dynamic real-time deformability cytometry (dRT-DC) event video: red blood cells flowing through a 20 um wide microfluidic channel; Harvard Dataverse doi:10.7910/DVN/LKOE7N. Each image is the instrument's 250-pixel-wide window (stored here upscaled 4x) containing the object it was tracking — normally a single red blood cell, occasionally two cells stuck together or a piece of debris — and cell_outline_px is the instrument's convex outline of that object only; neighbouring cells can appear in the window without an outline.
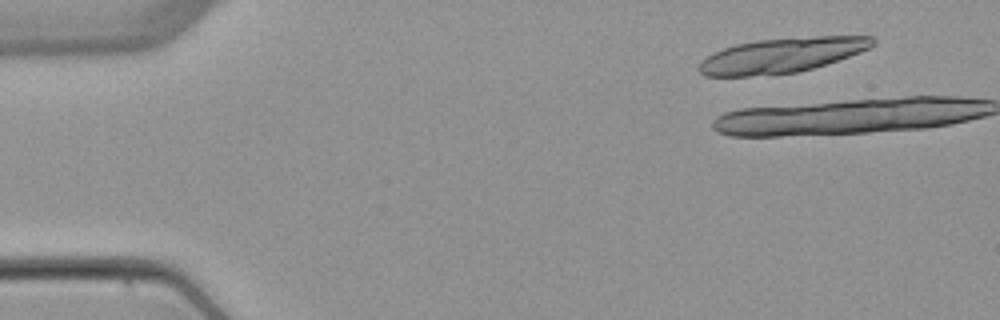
{"species": "common noctule bat (a hibernating species)", "species_latin": "Nyctalus noctula", "temperature_condition": "warm", "stored_images_in_passage": 6, "segment_of_instrument_passage": [1, 2], "camera_frame_rate_fps": 3000, "um_per_image_px": 0.085, "animal": {"sex": "female", "body_mass_g": 22.7, "forearm_length_mm": 54.2}, "frame": {"image": 1, "passage_image": 2, "time_ms": 1.0, "image_size_px": [1000, 320], "cell_outline_px": [[876, 44], [860, 52], [800, 72], [748, 76], [704, 76], [696, 68], [700, 60], [712, 52], [736, 44], [756, 40], [816, 36], [872, 36], [876, 40]], "centroid_in_image_um": [66.39, 4.7], "position_along_channel_um": 18.6, "area_um2": 35.32}}